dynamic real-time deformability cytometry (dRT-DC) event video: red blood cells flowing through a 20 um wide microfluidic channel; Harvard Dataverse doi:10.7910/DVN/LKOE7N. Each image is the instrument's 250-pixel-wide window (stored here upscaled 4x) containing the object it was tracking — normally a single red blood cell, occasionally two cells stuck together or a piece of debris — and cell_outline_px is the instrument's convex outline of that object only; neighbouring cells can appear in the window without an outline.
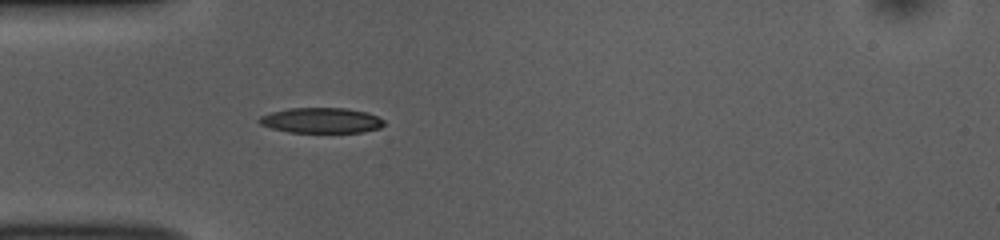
{"species": "common noctule bat (a hibernating species)", "species_latin": "Nyctalus noctula", "temperature_condition": "room temperature", "stored_images_in_passage": 37, "camera_frame_rate_fps": 3000, "um_per_image_px": 0.085, "animal": {"sex": "female", "body_mass_g": 10.0, "forearm_length_mm": 53.1}, "frame": {"image": 1, "passage_image": 1, "time_ms": 0.0, "image_size_px": [1000, 240], "cell_outline_px": [[384, 124], [380, 128], [360, 132], [288, 132], [272, 128], [260, 124], [256, 120], [260, 116], [272, 112], [288, 108], [344, 108], [364, 112], [376, 116], [384, 120]], "centroid_in_image_um": [27.27, 10.23], "position_along_channel_um": 57.7, "area_um2": 18.26}}
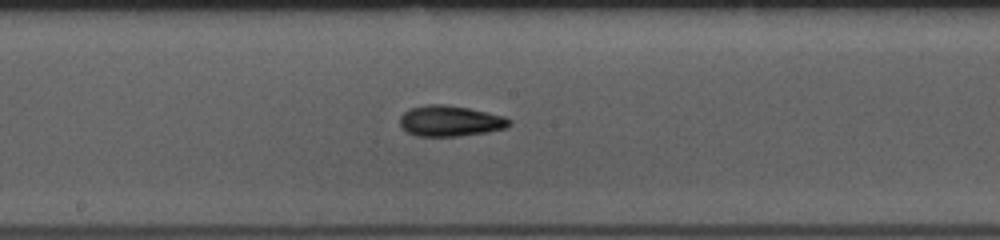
{"frame": {"image": 2, "passage_image": 13, "time_ms": 4.0, "image_size_px": [1000, 240], "cell_outline_px": [[512, 124], [508, 128], [488, 132], [456, 136], [416, 136], [408, 132], [400, 124], [400, 116], [408, 108], [428, 104], [444, 104], [468, 108], [488, 112], [504, 116], [512, 120]], "centroid_in_image_um": [38.3, 10.28], "position_along_channel_um": 209.9, "area_um2": 19.77}}
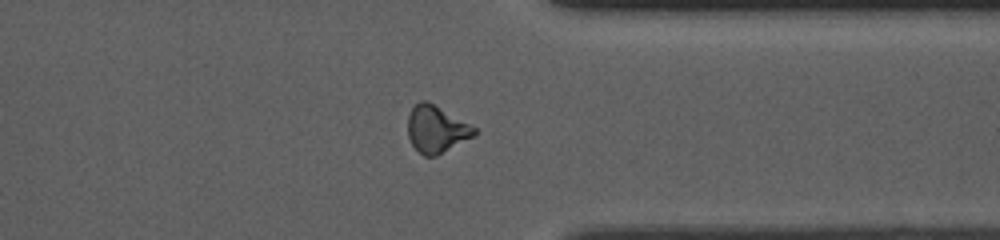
{"frame": {"image": 3, "passage_image": 26, "time_ms": 8.333, "image_size_px": [1000, 240], "cell_outline_px": [[476, 132], [472, 136], [436, 156], [424, 156], [412, 144], [408, 136], [408, 116], [412, 108], [420, 100], [428, 100], [476, 128]], "centroid_in_image_um": [37.05, 10.96], "position_along_channel_um": 374.3, "area_um2": 17.86}, "authors_computed_cell_mechanics": {"area_um2": 18.207, "velocity_mm_per_s": 3.8827, "shape_relaxation_time_tau1_ms": 3.9817, "shape_relaxation_time_tau2_ms": 3.0998, "deformation_change_tau1": 0.143, "deformation_change_tau2": 0.1151}}